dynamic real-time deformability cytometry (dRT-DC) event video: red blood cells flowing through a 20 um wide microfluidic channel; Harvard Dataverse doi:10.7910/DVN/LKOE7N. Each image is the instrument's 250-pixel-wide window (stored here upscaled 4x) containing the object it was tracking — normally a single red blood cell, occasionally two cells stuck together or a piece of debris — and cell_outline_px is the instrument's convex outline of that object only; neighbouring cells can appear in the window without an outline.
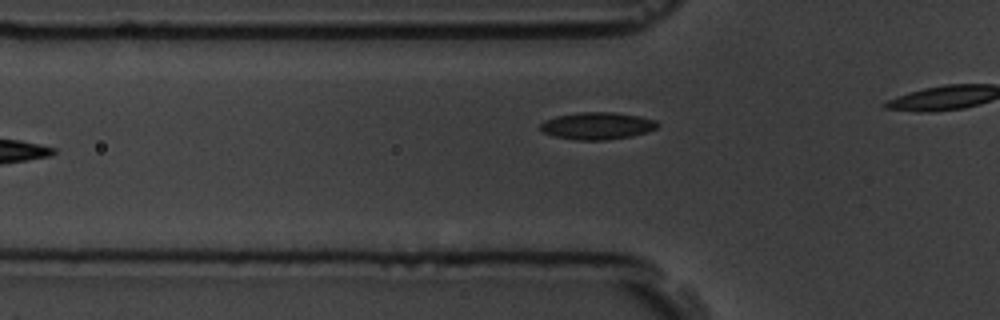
{"species": "common noctule bat (a hibernating species)", "species_latin": "Nyctalus noctula", "temperature_condition": "room temperature", "stored_images_in_passage": 6, "camera_frame_rate_fps": 3000, "um_per_image_px": 0.085, "animal": {"sex": "male", "body_mass_g": 19.5, "forearm_length_mm": 54.6}, "frame": {"image": 1, "passage_image": 6, "time_ms": 6.667, "image_size_px": [1000, 320], "cell_outline_px": [[660, 124], [656, 128], [648, 132], [632, 136], [608, 140], [576, 140], [556, 136], [544, 132], [540, 128], [540, 124], [544, 120], [556, 116], [580, 112], [616, 112], [640, 116], [656, 120]], "centroid_in_image_um": [50.81, 10.69], "position_along_channel_um": 75.0, "area_um2": 18.67}}